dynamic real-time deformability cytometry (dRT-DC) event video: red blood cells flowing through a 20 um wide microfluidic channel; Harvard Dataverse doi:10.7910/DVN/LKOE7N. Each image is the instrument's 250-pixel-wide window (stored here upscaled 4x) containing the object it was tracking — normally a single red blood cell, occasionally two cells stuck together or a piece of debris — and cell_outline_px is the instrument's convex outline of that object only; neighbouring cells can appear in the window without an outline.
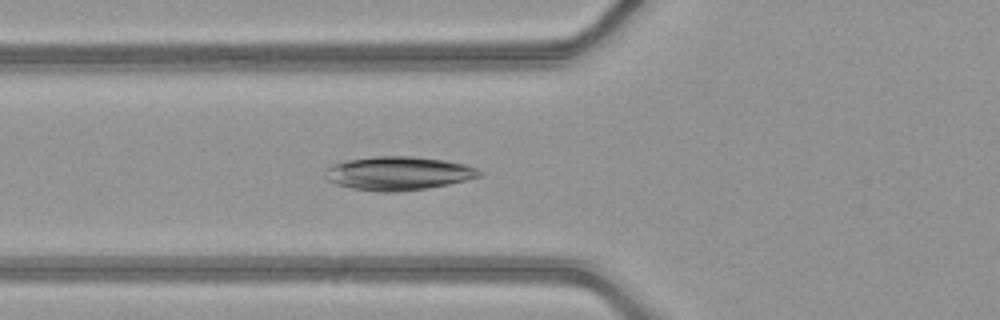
{"species": "common noctule bat (a hibernating species)", "species_latin": "Nyctalus noctula", "temperature_condition": "warm", "stored_images_in_passage": 49, "camera_frame_rate_fps": 3000, "um_per_image_px": 0.085, "animal": {"sex": "female", "body_mass_g": 21.9}, "frame": {"image": 1, "passage_image": 19, "time_ms": 6.0, "image_size_px": [1000, 320], "cell_outline_px": [[484, 176], [448, 184], [428, 188], [396, 192], [380, 192], [352, 188], [336, 184], [328, 180], [324, 176], [324, 168], [332, 164], [348, 160], [376, 156], [412, 156], [444, 160], [464, 164], [476, 168], [484, 172]], "centroid_in_image_um": [33.86, 14.73], "position_along_channel_um": 91.9, "area_um2": 30.4}}
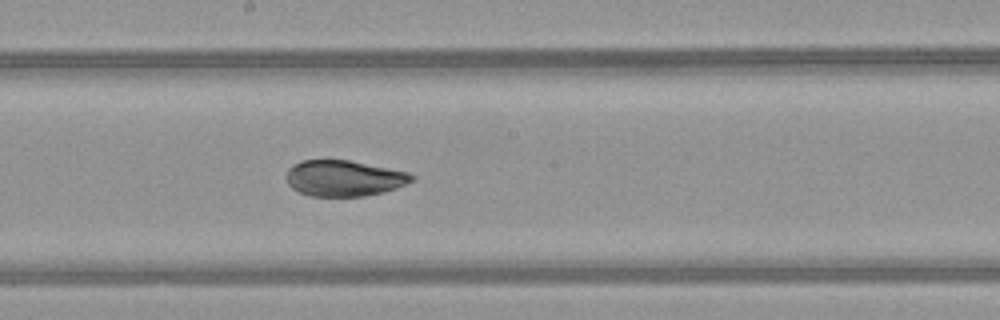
{"frame": {"image": 2, "passage_image": 28, "time_ms": 9.0, "image_size_px": [1000, 320], "cell_outline_px": [[416, 180], [396, 188], [364, 196], [308, 196], [292, 188], [288, 184], [288, 168], [300, 160], [348, 160], [408, 172], [416, 176]], "centroid_in_image_um": [29.25, 15.15], "position_along_channel_um": 218.9, "area_um2": 26.13}}
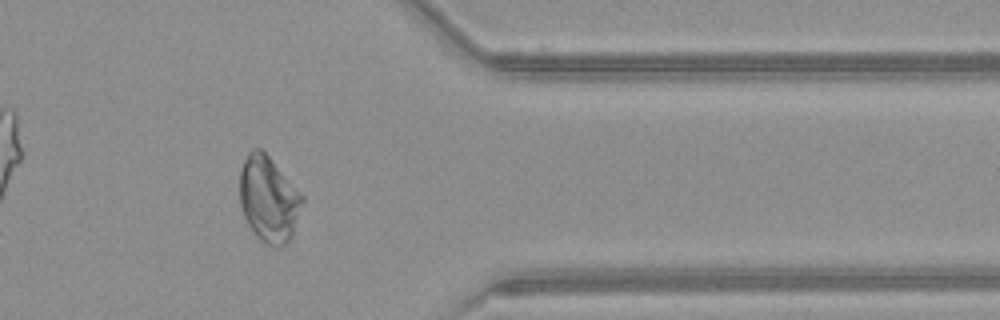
{"frame": {"image": 3, "passage_image": 41, "time_ms": 13.333, "image_size_px": [1000, 320], "cell_outline_px": [[304, 200], [292, 236], [280, 248], [276, 248], [264, 244], [256, 236], [248, 224], [244, 216], [240, 204], [240, 172], [244, 160], [248, 152], [252, 148], [260, 148], [272, 160], [304, 196]], "centroid_in_image_um": [22.83, 16.95], "position_along_channel_um": 388.6, "area_um2": 31.27}}